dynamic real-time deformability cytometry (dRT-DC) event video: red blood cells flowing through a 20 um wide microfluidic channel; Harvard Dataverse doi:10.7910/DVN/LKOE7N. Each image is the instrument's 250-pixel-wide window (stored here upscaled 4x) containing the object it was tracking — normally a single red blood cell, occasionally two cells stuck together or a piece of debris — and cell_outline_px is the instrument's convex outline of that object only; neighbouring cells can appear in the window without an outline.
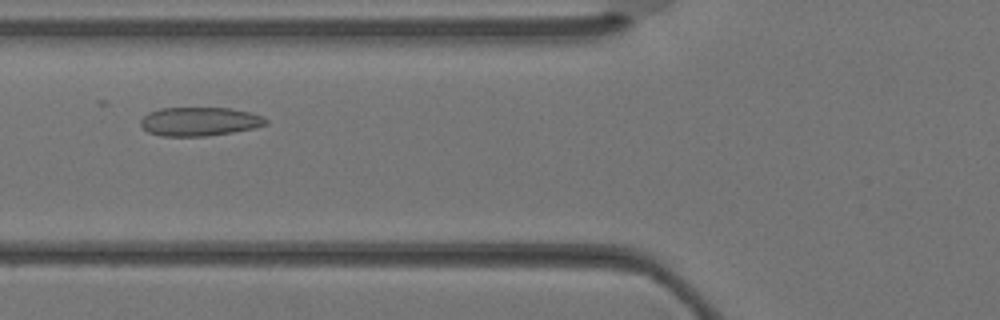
{"species": "Egyptian fruit bat (a non-hibernating species)", "species_latin": "Rousettus aegyptiacus", "temperature_condition": "warm", "stored_images_in_passage": 5, "camera_frame_rate_fps": 3000, "um_per_image_px": 0.085, "animal": {"sex": "female"}, "frame": {"image": 1, "passage_image": 5, "time_ms": 1.333, "image_size_px": [1000, 320], "cell_outline_px": [[268, 124], [256, 128], [208, 136], [160, 136], [148, 132], [140, 124], [140, 120], [148, 112], [160, 108], [232, 108], [264, 116], [268, 120]], "centroid_in_image_um": [16.98, 10.33], "position_along_channel_um": 108.8, "area_um2": 21.15}}